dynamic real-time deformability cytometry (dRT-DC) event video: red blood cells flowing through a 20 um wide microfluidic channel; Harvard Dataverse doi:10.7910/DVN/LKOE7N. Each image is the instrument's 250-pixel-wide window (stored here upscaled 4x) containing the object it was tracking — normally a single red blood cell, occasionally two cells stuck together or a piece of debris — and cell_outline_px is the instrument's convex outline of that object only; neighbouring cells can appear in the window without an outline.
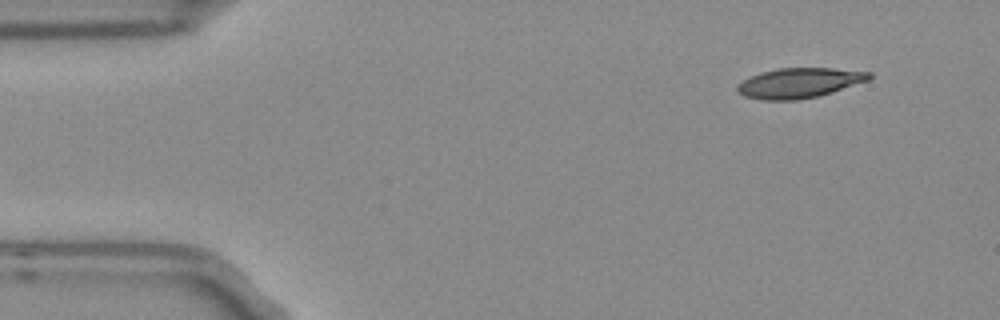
{"species": "Egyptian fruit bat (a non-hibernating species)", "species_latin": "Rousettus aegyptiacus", "temperature_condition": "room temperature", "stored_images_in_passage": 9, "camera_frame_rate_fps": 3000, "um_per_image_px": 0.085, "frame": {"image": 1, "passage_image": 1, "time_ms": 0.0, "image_size_px": [1000, 320], "cell_outline_px": [[872, 76], [868, 80], [832, 92], [816, 96], [796, 100], [764, 100], [744, 96], [736, 92], [736, 84], [760, 72], [776, 68], [832, 68], [872, 72]], "centroid_in_image_um": [67.9, 7.04], "position_along_channel_um": 17.1, "area_um2": 23.0}}
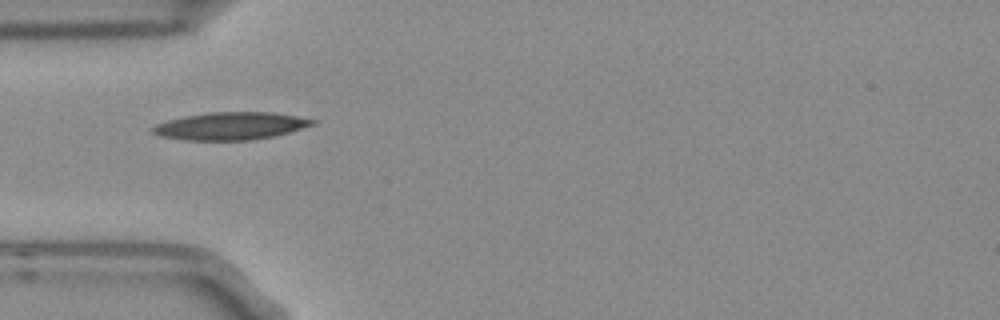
{"frame": {"image": 2, "passage_image": 4, "time_ms": 1.0, "image_size_px": [1000, 320], "cell_outline_px": [[316, 124], [276, 136], [252, 140], [184, 140], [160, 136], [152, 132], [148, 128], [156, 124], [168, 120], [184, 116], [208, 112], [272, 112], [296, 116], [316, 120]], "centroid_in_image_um": [19.58, 10.71], "position_along_channel_um": 65.4, "area_um2": 25.84}}
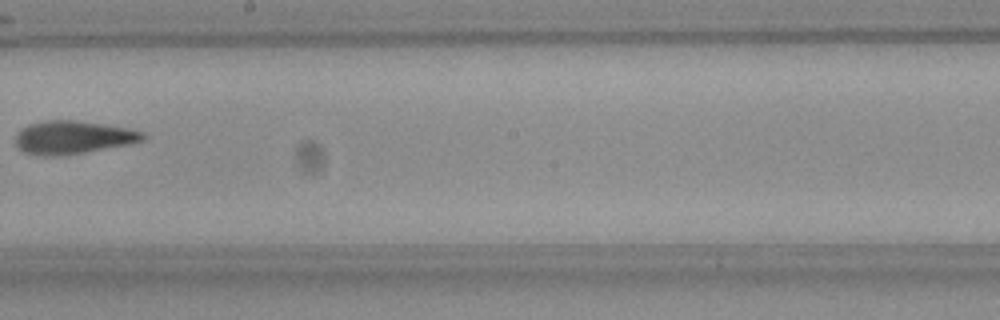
{"frame": {"image": 3, "passage_image": 8, "time_ms": 2.333, "image_size_px": [1000, 320], "cell_outline_px": [[144, 140], [84, 152], [24, 152], [16, 144], [16, 136], [28, 124], [44, 120], [76, 120], [128, 128], [144, 132]], "centroid_in_image_um": [6.25, 11.6], "position_along_channel_um": 242.0, "area_um2": 23.0}}